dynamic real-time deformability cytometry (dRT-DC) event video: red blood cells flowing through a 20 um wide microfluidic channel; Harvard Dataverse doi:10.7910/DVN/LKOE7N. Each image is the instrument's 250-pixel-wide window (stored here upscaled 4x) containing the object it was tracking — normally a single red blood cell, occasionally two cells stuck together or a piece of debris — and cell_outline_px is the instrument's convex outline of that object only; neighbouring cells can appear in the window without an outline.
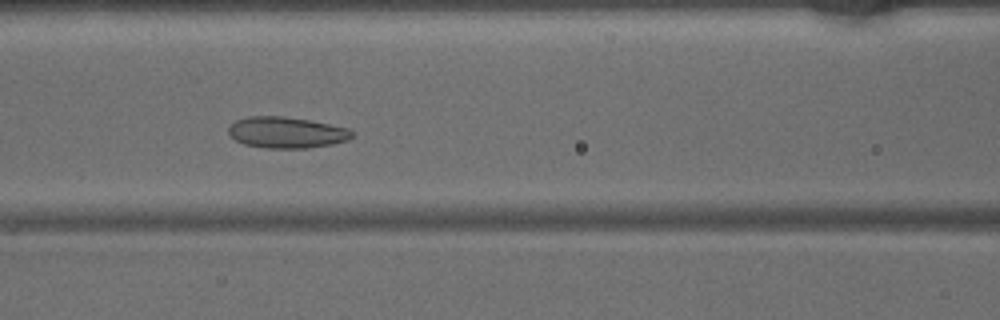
{"species": "common noctule bat (a hibernating species)", "species_latin": "Nyctalus noctula", "temperature_condition": "warm", "stored_images_in_passage": 27, "camera_frame_rate_fps": 3000, "um_per_image_px": 0.085, "animal": {"sex": "male", "body_mass_g": 15.6}, "frame": {"image": 1, "passage_image": 7, "time_ms": 2.0, "image_size_px": [1000, 320], "cell_outline_px": [[352, 136], [348, 140], [332, 144], [308, 148], [264, 148], [244, 144], [236, 140], [228, 132], [228, 128], [236, 120], [248, 116], [284, 116], [308, 120], [348, 128], [352, 132]], "centroid_in_image_um": [24.34, 11.26], "position_along_channel_um": 142.3, "area_um2": 22.31}}
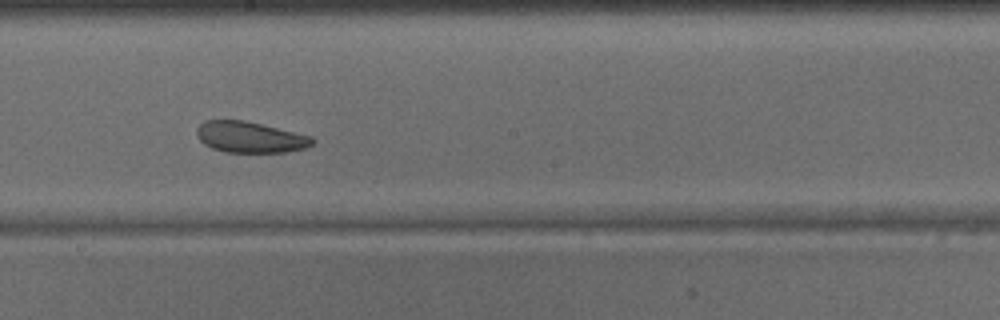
{"frame": {"image": 2, "passage_image": 13, "time_ms": 4.0, "image_size_px": [1000, 320], "cell_outline_px": [[316, 140], [312, 144], [304, 148], [288, 152], [224, 152], [212, 148], [204, 144], [200, 140], [196, 132], [196, 128], [204, 120], [244, 120], [312, 136]], "centroid_in_image_um": [21.25, 11.66], "position_along_channel_um": 227.0, "area_um2": 20.92}}
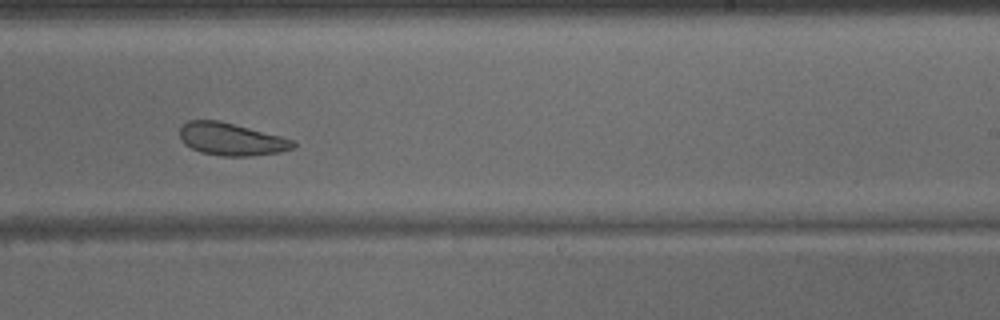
{"frame": {"image": 3, "passage_image": 16, "time_ms": 5.0, "image_size_px": [1000, 320], "cell_outline_px": [[296, 144], [292, 148], [280, 152], [252, 156], [220, 156], [200, 152], [184, 144], [180, 136], [180, 128], [188, 120], [216, 120], [296, 140]], "centroid_in_image_um": [19.65, 11.85], "position_along_channel_um": 269.3, "area_um2": 21.27}}